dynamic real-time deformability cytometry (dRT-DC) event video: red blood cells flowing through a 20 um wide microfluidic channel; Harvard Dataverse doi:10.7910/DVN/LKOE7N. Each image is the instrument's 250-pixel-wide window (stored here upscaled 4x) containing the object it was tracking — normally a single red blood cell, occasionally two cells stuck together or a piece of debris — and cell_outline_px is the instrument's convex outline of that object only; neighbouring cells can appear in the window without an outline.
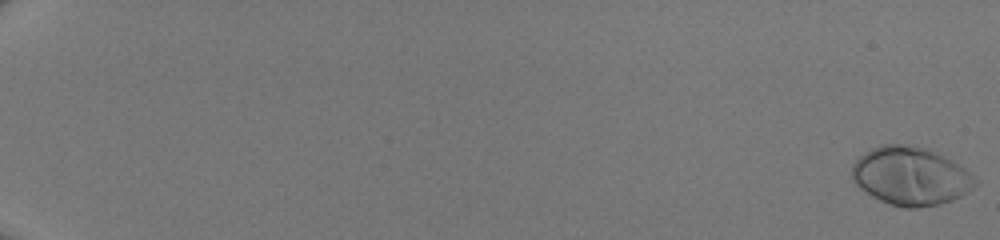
{"species": "human", "species_latin": "Homo sapiens", "temperature_condition": "room temperature", "stored_images_in_passage": 52, "camera_frame_rate_fps": 3000, "um_per_image_px": 0.085, "donor": {"sex": "male"}, "frame": {"image": 1, "passage_image": 1, "time_ms": 0.0, "image_size_px": [1000, 240], "cell_outline_px": [[980, 180], [972, 188], [960, 196], [952, 200], [940, 204], [916, 208], [904, 208], [880, 200], [872, 196], [860, 188], [852, 180], [852, 164], [864, 152], [872, 148], [884, 144], [904, 144], [932, 148], [952, 160], [964, 168]], "centroid_in_image_um": [77.42, 14.95], "position_along_channel_um": 7.6, "area_um2": 42.14}}
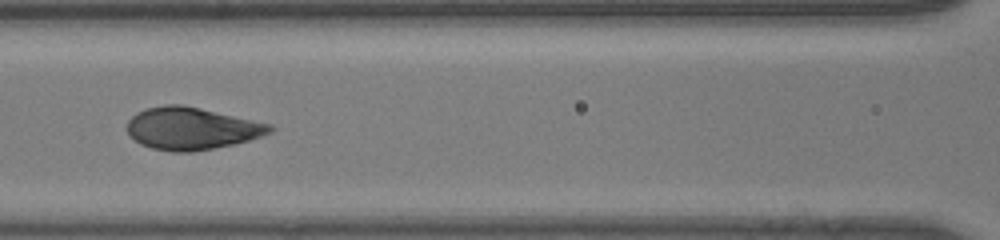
{"frame": {"image": 2, "passage_image": 28, "time_ms": 9.0, "image_size_px": [1000, 240], "cell_outline_px": [[276, 128], [272, 132], [248, 140], [232, 144], [192, 152], [172, 152], [152, 148], [140, 144], [128, 136], [128, 120], [136, 112], [144, 108], [164, 104], [184, 104], [272, 124]], "centroid_in_image_um": [16.26, 10.9], "position_along_channel_um": 150.3, "area_um2": 35.43}}
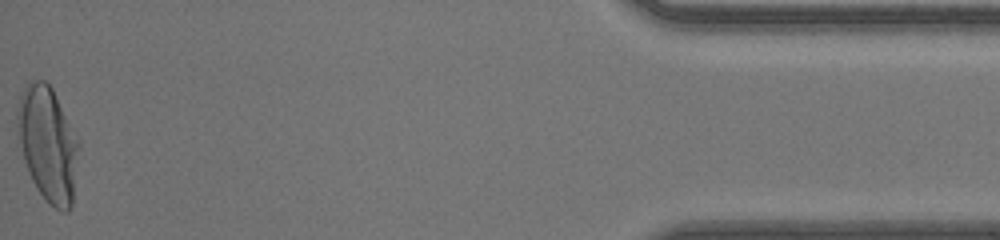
{"frame": {"image": 3, "passage_image": 52, "time_ms": 17.0, "image_size_px": [1000, 240], "cell_outline_px": [[80, 148], [72, 204], [68, 212], [60, 212], [36, 188], [32, 180], [24, 160], [20, 140], [16, 116], [16, 112], [20, 96], [28, 80], [44, 80], [52, 88], [80, 140]], "centroid_in_image_um": [4.1, 12.21], "position_along_channel_um": 431.1, "area_um2": 41.04}}